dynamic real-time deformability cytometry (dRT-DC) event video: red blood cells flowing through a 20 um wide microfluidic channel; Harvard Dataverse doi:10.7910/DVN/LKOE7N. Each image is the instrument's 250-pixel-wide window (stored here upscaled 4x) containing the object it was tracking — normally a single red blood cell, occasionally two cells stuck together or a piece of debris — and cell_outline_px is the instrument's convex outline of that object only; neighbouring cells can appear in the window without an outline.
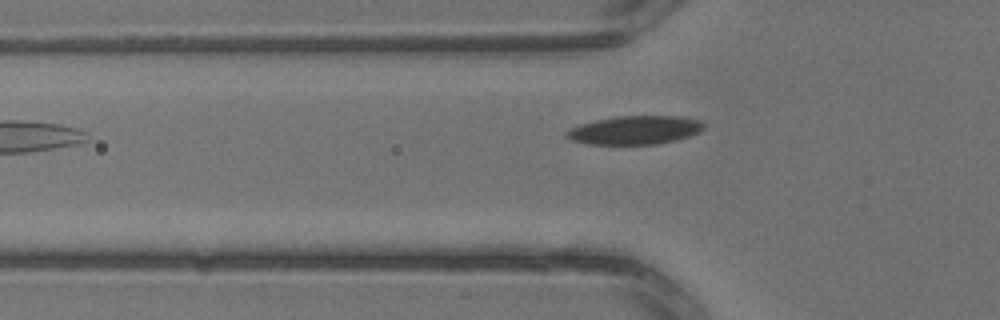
{"species": "common noctule bat (a hibernating species)", "species_latin": "Nyctalus noctula", "temperature_condition": "warm", "stored_images_in_passage": 4, "camera_frame_rate_fps": 3000, "um_per_image_px": 0.085, "animal": {"sex": "male", "body_mass_g": 13.3}, "frame": {"image": 1, "passage_image": 4, "time_ms": 1.0, "image_size_px": [1000, 320], "cell_outline_px": [[704, 128], [700, 132], [676, 140], [656, 144], [588, 144], [572, 140], [564, 136], [564, 132], [568, 128], [580, 124], [596, 120], [616, 116], [676, 116], [700, 120], [704, 124]], "centroid_in_image_um": [53.93, 11.06], "position_along_channel_um": 71.9, "area_um2": 22.89}}